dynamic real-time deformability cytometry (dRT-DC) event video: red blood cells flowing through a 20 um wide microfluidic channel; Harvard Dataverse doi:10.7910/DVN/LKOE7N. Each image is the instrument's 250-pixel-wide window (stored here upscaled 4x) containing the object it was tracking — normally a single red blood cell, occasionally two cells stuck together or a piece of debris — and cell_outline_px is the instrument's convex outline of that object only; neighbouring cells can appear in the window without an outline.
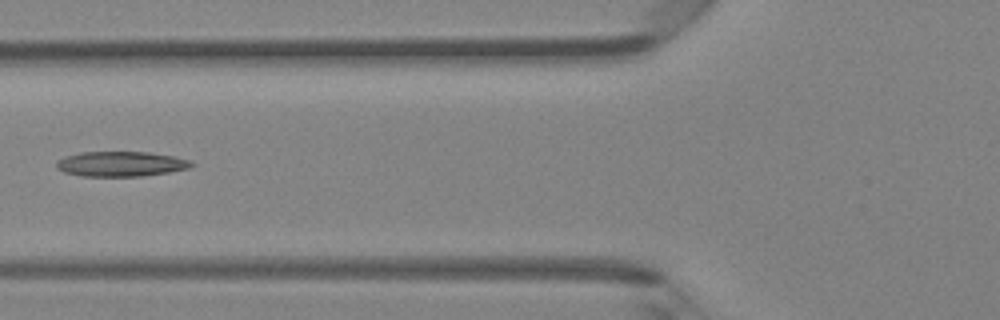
{"species": "Egyptian fruit bat (a non-hibernating species)", "species_latin": "Rousettus aegyptiacus", "temperature_condition": "room temperature", "stored_images_in_passage": 6, "camera_frame_rate_fps": 3000, "um_per_image_px": 0.085, "animal": {"sex": "female"}, "frame": {"image": 1, "passage_image": 5, "time_ms": 1.333, "image_size_px": [1000, 320], "cell_outline_px": [[196, 164], [188, 168], [168, 172], [140, 176], [80, 176], [64, 172], [56, 168], [56, 160], [64, 156], [80, 152], [148, 152], [172, 156], [192, 160]], "centroid_in_image_um": [10.25, 13.93], "position_along_channel_um": 115.6, "area_um2": 19.77}}
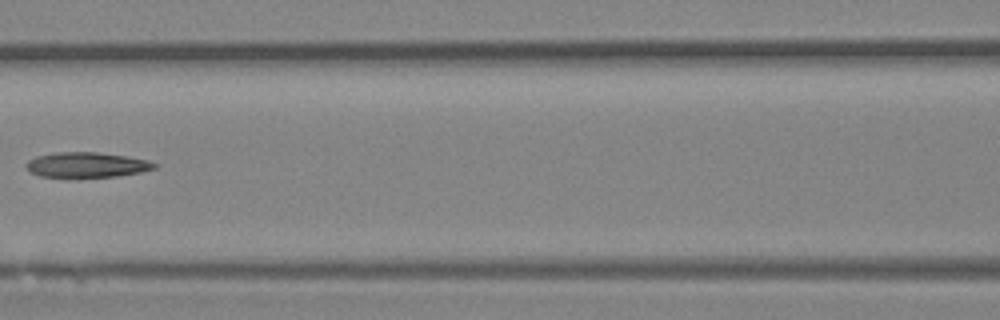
{"frame": {"image": 2, "passage_image": 6, "time_ms": 1.667, "image_size_px": [1000, 320], "cell_outline_px": [[160, 164], [156, 168], [140, 172], [116, 176], [68, 180], [40, 176], [32, 172], [24, 164], [28, 160], [36, 156], [56, 152], [96, 152], [128, 156], [148, 160]], "centroid_in_image_um": [7.36, 14.05], "position_along_channel_um": 159.2, "area_um2": 19.65}}